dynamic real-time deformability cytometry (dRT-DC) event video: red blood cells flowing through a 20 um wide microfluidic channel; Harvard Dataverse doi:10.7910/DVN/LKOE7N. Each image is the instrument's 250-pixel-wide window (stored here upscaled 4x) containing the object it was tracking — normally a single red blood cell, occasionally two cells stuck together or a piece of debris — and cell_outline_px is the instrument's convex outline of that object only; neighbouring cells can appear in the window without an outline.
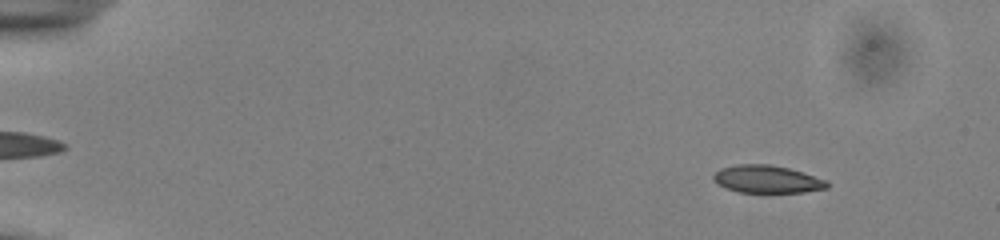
{"species": "common noctule bat (a hibernating species)", "species_latin": "Nyctalus noctula", "temperature_condition": "cold", "stored_images_in_passage": 53, "camera_frame_rate_fps": 3000, "um_per_image_px": 0.085, "animal": {"sex": "male", "body_mass_g": 13.0, "forearm_length_mm": 53.1}, "frame": {"image": 1, "passage_image": 6, "time_ms": 1.667, "image_size_px": [1000, 240], "cell_outline_px": [[828, 188], [804, 192], [768, 196], [740, 192], [724, 188], [716, 184], [712, 180], [712, 176], [720, 168], [736, 164], [772, 164], [804, 172], [828, 180]], "centroid_in_image_um": [65.2, 15.28], "position_along_channel_um": 19.8, "area_um2": 19.48}}
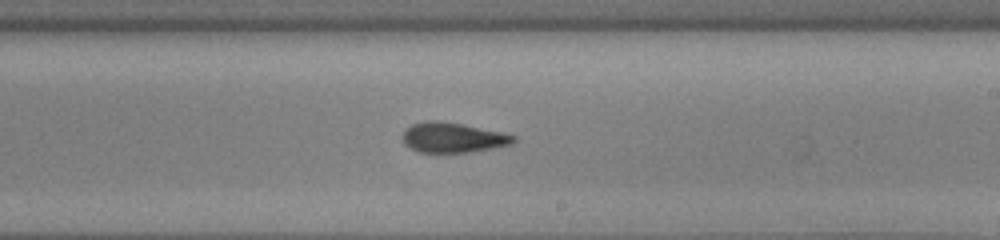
{"frame": {"image": 2, "passage_image": 33, "time_ms": 10.667, "image_size_px": [1000, 240], "cell_outline_px": [[516, 140], [512, 144], [492, 148], [468, 152], [420, 152], [404, 144], [404, 128], [412, 124], [424, 120], [436, 120], [460, 124], [504, 132], [516, 136]], "centroid_in_image_um": [38.5, 11.68], "position_along_channel_um": 250.5, "area_um2": 19.31}}
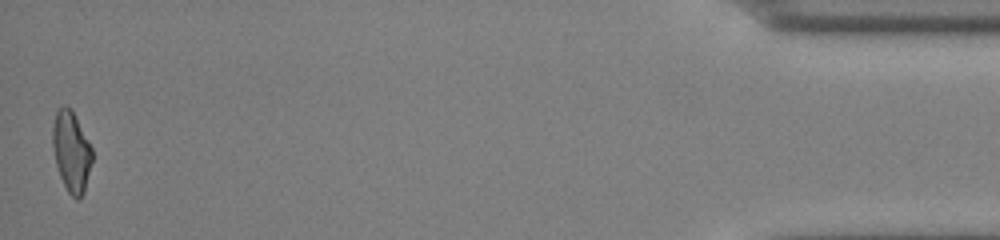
{"frame": {"image": 3, "passage_image": 53, "time_ms": 17.333, "image_size_px": [1000, 240], "cell_outline_px": [[92, 160], [84, 192], [80, 200], [76, 200], [68, 192], [60, 176], [56, 164], [52, 144], [52, 128], [56, 112], [64, 104], [72, 108], [92, 148]], "centroid_in_image_um": [6.06, 12.87], "position_along_channel_um": 429.1, "area_um2": 18.61}, "authors_computed_cell_mechanics": {"area_um2": 19.363, "velocity_mm_per_s": 3.9101, "shape_relaxation_time_tau1_ms": null, "shape_relaxation_time_tau2_ms": 2.8901, "deformation_change_tau1": null, "deformation_change_tau2": 0.1079}}